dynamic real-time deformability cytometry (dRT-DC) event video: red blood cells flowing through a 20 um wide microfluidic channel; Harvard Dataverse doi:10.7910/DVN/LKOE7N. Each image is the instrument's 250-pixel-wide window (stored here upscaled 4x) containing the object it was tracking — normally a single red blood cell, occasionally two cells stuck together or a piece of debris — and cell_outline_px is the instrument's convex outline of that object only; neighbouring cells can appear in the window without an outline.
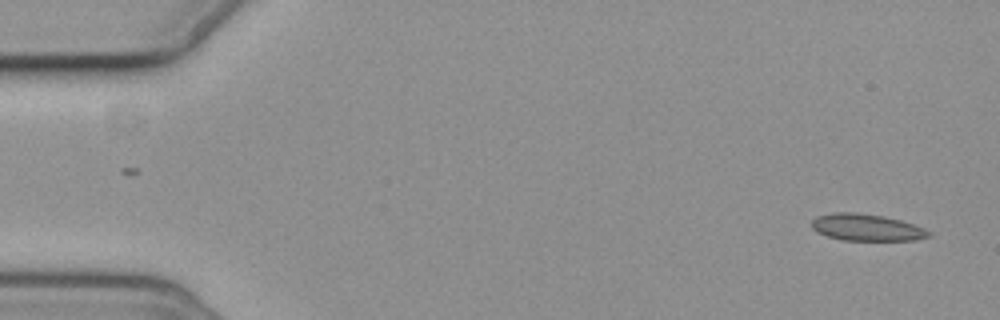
{"species": "common noctule bat (a hibernating species)", "species_latin": "Nyctalus noctula", "temperature_condition": "cold", "stored_images_in_passage": 3, "camera_frame_rate_fps": 3000, "um_per_image_px": 0.085, "animal": {"sex": "female", "body_mass_g": 19.3, "forearm_length_mm": 54.1}, "frame": {"image": 1, "passage_image": 3, "time_ms": 3.333, "image_size_px": [1000, 320], "cell_outline_px": [[932, 236], [916, 240], [840, 240], [816, 232], [812, 228], [812, 220], [816, 216], [832, 212], [856, 212], [884, 216], [900, 220], [924, 228], [932, 232]], "centroid_in_image_um": [73.66, 19.33], "position_along_channel_um": 11.3, "area_um2": 18.44}}